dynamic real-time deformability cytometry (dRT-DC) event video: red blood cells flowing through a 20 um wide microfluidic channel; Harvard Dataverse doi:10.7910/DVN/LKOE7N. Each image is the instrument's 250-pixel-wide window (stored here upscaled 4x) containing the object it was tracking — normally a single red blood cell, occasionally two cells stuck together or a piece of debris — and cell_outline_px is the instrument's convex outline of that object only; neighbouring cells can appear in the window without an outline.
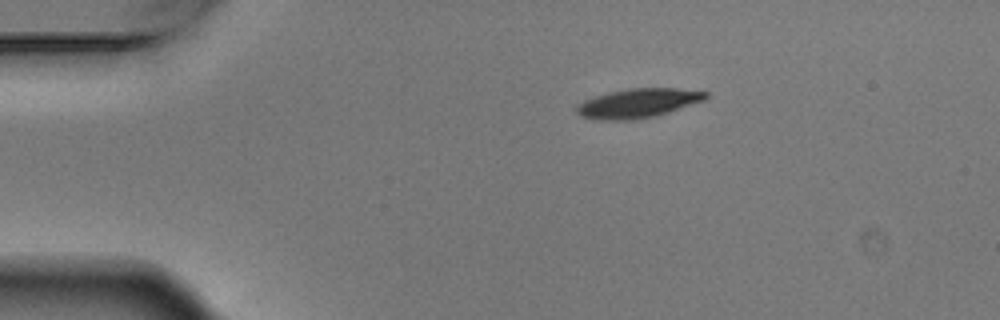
{"species": "Egyptian fruit bat (a non-hibernating species)", "species_latin": "Rousettus aegyptiacus", "temperature_condition": "warm", "stored_images_in_passage": 8, "camera_frame_rate_fps": 3000, "um_per_image_px": 0.085, "animal": {"sex": "male"}, "frame": {"image": 1, "passage_image": 1, "time_ms": 0.0, "image_size_px": [1000, 320], "cell_outline_px": [[708, 96], [704, 100], [656, 116], [636, 120], [600, 120], [580, 116], [576, 112], [576, 108], [584, 100], [608, 92], [628, 88], [676, 88], [708, 92]], "centroid_in_image_um": [54.22, 8.77], "position_along_channel_um": 30.8, "area_um2": 21.91}}
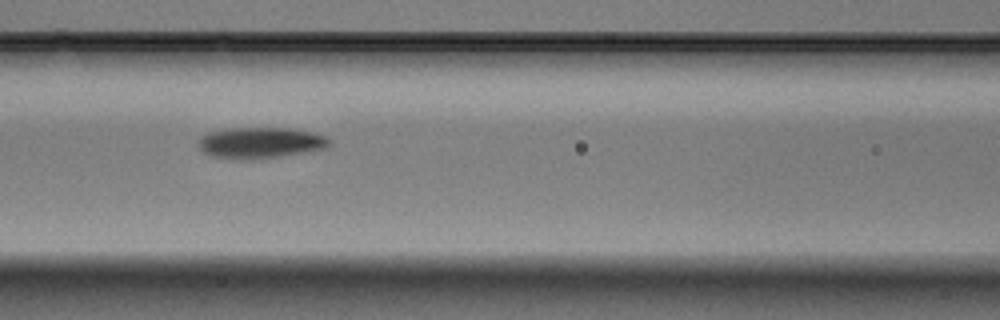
{"frame": {"image": 2, "passage_image": 5, "time_ms": 1.333, "image_size_px": [1000, 320], "cell_outline_px": [[332, 144], [324, 148], [304, 152], [280, 156], [252, 160], [236, 160], [212, 156], [204, 152], [200, 148], [196, 140], [200, 136], [208, 132], [224, 128], [288, 128], [308, 132], [324, 136], [332, 140]], "centroid_in_image_um": [22.06, 12.14], "position_along_channel_um": 144.5, "area_um2": 23.87}}
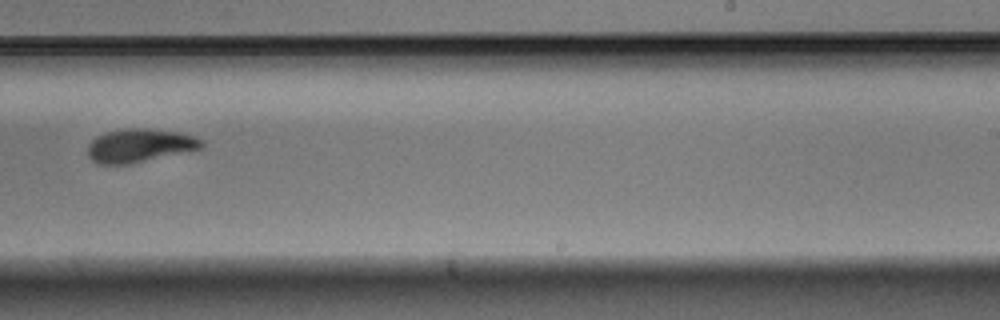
{"frame": {"image": 3, "passage_image": 8, "time_ms": 2.333, "image_size_px": [1000, 320], "cell_outline_px": [[204, 148], [132, 164], [100, 164], [92, 160], [88, 156], [88, 144], [96, 136], [104, 132], [128, 128], [148, 128], [180, 132], [204, 140]], "centroid_in_image_um": [11.89, 12.37], "position_along_channel_um": 277.1, "area_um2": 22.48}}